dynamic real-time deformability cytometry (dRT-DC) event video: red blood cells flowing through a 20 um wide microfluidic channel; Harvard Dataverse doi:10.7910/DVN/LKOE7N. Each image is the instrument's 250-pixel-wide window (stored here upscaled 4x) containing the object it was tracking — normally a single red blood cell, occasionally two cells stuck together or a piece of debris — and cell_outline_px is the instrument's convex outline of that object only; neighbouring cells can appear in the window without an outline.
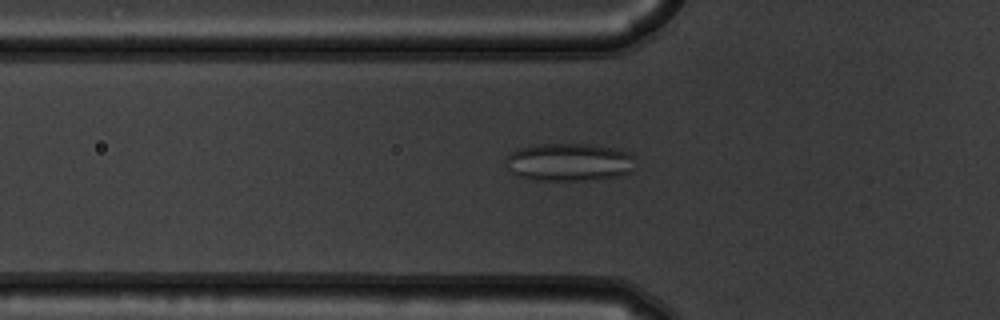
{"species": "common noctule bat (a hibernating species)", "species_latin": "Nyctalus noctula", "temperature_condition": "warm", "stored_images_in_passage": 54, "camera_frame_rate_fps": 3000, "um_per_image_px": 0.085, "animal": {"sex": "male", "body_mass_g": 19.5, "forearm_length_mm": 54.6}, "frame": {"image": 1, "passage_image": 19, "time_ms": 6.0, "image_size_px": [1000, 320], "cell_outline_px": [[636, 156], [632, 172], [624, 176], [604, 180], [524, 180], [516, 176], [504, 164], [504, 160], [512, 152], [520, 148], [540, 144], [592, 144], [612, 148], [628, 152]], "centroid_in_image_um": [48.42, 13.81], "position_along_channel_um": 77.4, "area_um2": 29.36}}
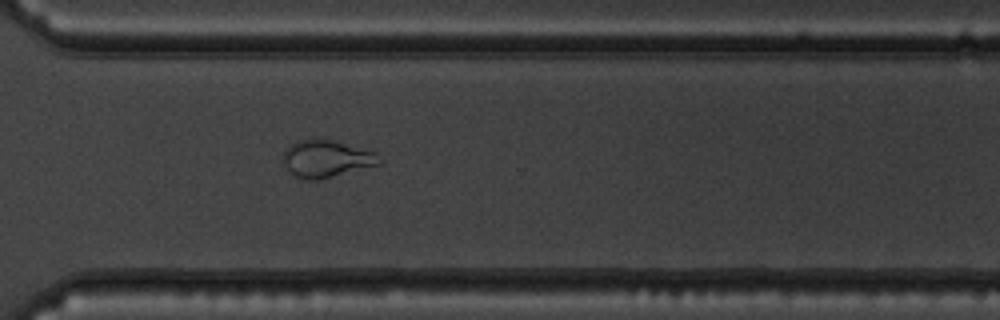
{"frame": {"image": 2, "passage_image": 40, "time_ms": 13.0, "image_size_px": [1000, 320], "cell_outline_px": [[384, 160], [380, 164], [320, 180], [308, 180], [296, 176], [284, 164], [284, 152], [292, 144], [300, 140], [316, 136], [332, 140], [376, 152]], "centroid_in_image_um": [27.79, 13.47], "position_along_channel_um": 342.8, "area_um2": 20.92}}
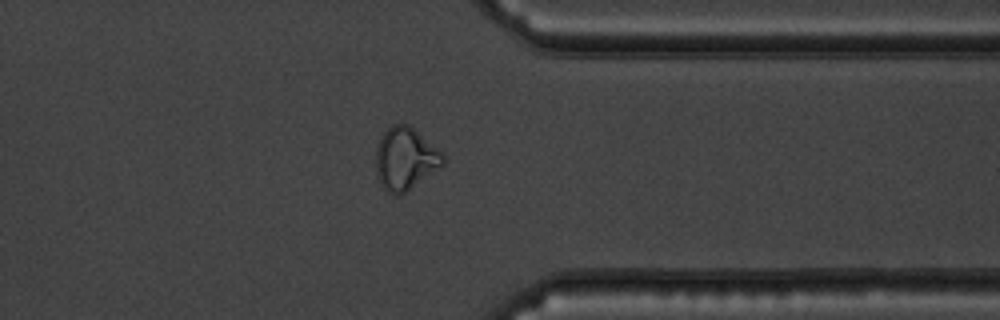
{"frame": {"image": 3, "passage_image": 43, "time_ms": 14.0, "image_size_px": [1000, 320], "cell_outline_px": [[444, 164], [400, 196], [396, 196], [388, 192], [380, 184], [376, 172], [376, 148], [384, 132], [392, 124], [408, 124], [440, 152], [444, 156]], "centroid_in_image_um": [34.41, 13.52], "position_along_channel_um": 377.0, "area_um2": 23.93}, "authors_computed_cell_mechanics": {"area_um2": 25.5187, "velocity_mm_per_s": 3.7889, "shape_relaxation_time_tau1_ms": null, "shape_relaxation_time_tau2_ms": 1.1604, "deformation_change_tau1": null, "deformation_change_tau2": 0.0867}}